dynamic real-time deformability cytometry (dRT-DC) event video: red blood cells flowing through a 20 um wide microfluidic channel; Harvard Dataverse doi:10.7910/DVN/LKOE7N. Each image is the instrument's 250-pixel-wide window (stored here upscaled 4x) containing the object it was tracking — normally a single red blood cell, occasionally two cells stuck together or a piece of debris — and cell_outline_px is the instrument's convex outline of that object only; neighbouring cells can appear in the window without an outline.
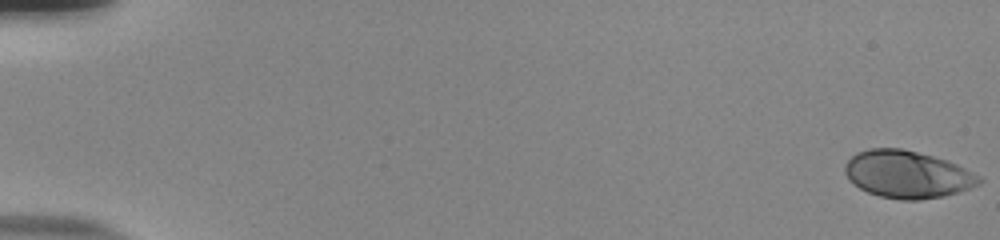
{"species": "human", "species_latin": "Homo sapiens", "temperature_condition": "room temperature", "stored_images_in_passage": 54, "camera_frame_rate_fps": 3000, "um_per_image_px": 0.085, "donor": {"sex": "male"}, "frame": {"image": 1, "passage_image": 1, "time_ms": 0.0, "image_size_px": [1000, 240], "cell_outline_px": [[984, 180], [980, 184], [944, 196], [920, 200], [900, 200], [880, 196], [868, 192], [860, 188], [844, 172], [844, 164], [856, 152], [872, 148], [900, 148], [948, 160], [980, 176]], "centroid_in_image_um": [77.13, 14.82], "position_along_channel_um": 7.9, "area_um2": 36.76}}
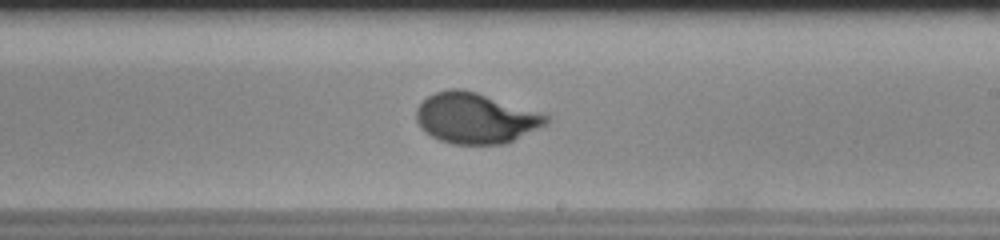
{"frame": {"image": 2, "passage_image": 34, "time_ms": 11.0, "image_size_px": [1000, 240], "cell_outline_px": [[548, 120], [544, 124], [504, 144], [452, 144], [440, 140], [432, 136], [420, 128], [416, 120], [416, 108], [428, 96], [436, 92], [448, 88], [464, 88], [548, 116]], "centroid_in_image_um": [40.32, 10.04], "position_along_channel_um": 248.7, "area_um2": 37.51}}
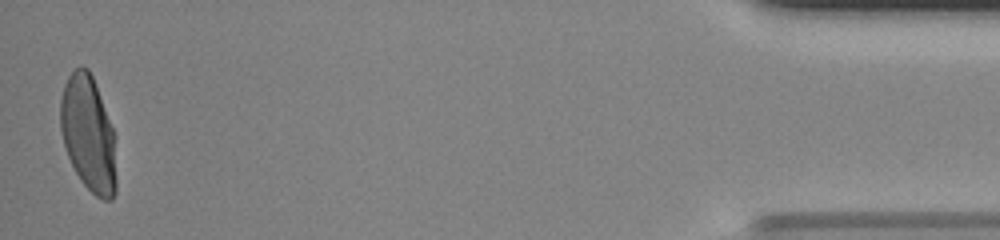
{"frame": {"image": 3, "passage_image": 54, "time_ms": 17.667, "image_size_px": [1000, 240], "cell_outline_px": [[116, 192], [112, 200], [104, 200], [96, 196], [80, 180], [68, 156], [64, 144], [60, 128], [60, 100], [64, 84], [68, 76], [80, 64], [88, 68], [92, 76], [116, 136]], "centroid_in_image_um": [7.53, 11.38], "position_along_channel_um": 427.7, "area_um2": 37.92}, "authors_computed_cell_mechanics": {"area_um2": 37.0787, "velocity_mm_per_s": 3.8801, "shape_relaxation_time_tau1_ms": 3.9013, "shape_relaxation_time_tau2_ms": null, "deformation_change_tau1": 0.2125, "deformation_change_tau2": null}}